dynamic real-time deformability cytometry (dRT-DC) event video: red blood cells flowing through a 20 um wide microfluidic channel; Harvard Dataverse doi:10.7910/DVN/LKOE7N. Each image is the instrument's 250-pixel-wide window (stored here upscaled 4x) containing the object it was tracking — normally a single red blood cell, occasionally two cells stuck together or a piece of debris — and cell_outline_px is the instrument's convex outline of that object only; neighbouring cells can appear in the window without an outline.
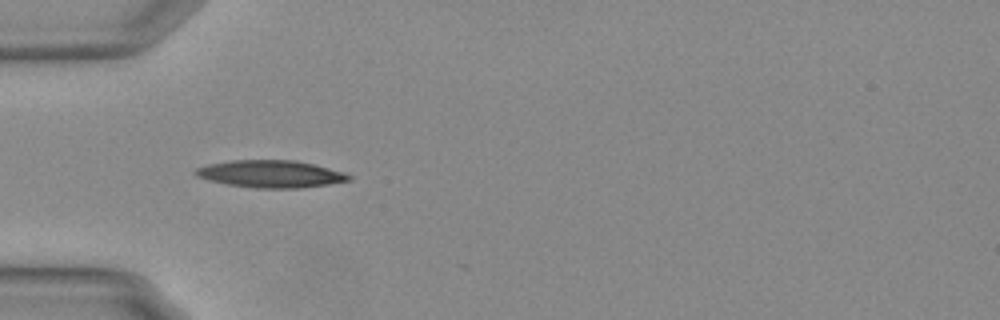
{"species": "Egyptian fruit bat (a non-hibernating species)", "species_latin": "Rousettus aegyptiacus", "temperature_condition": "warm", "stored_images_in_passage": 31, "camera_frame_rate_fps": 3000, "um_per_image_px": 0.085, "animal": {"sex": "female"}, "frame": {"image": 1, "passage_image": 1, "time_ms": 0.0, "image_size_px": [1000, 320], "cell_outline_px": [[352, 176], [348, 180], [328, 184], [300, 188], [256, 188], [228, 184], [196, 176], [192, 172], [196, 168], [208, 164], [232, 160], [296, 160], [344, 172]], "centroid_in_image_um": [22.99, 14.78], "position_along_channel_um": 62.0, "area_um2": 24.1}}
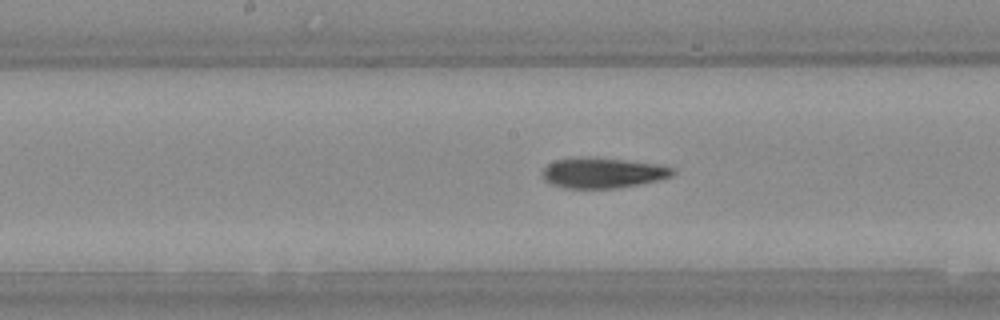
{"frame": {"image": 2, "passage_image": 12, "time_ms": 3.667, "image_size_px": [1000, 320], "cell_outline_px": [[676, 172], [672, 176], [640, 184], [616, 188], [568, 188], [552, 184], [544, 180], [540, 172], [548, 164], [556, 160], [572, 156], [596, 156], [656, 164], [672, 168]], "centroid_in_image_um": [51.18, 14.67], "position_along_channel_um": 197.0, "area_um2": 23.35}}
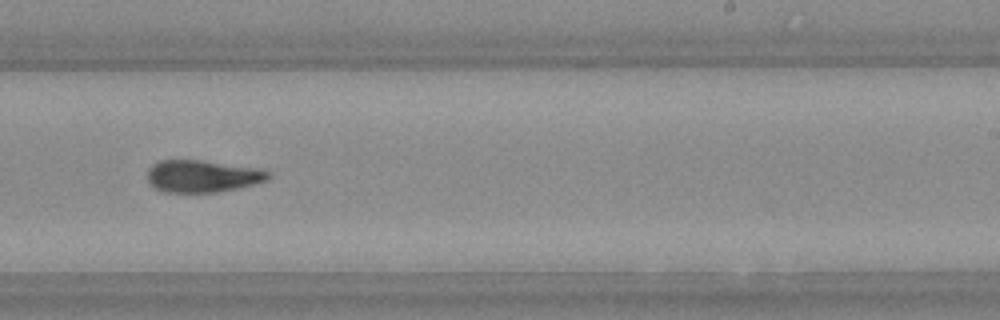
{"frame": {"image": 3, "passage_image": 18, "time_ms": 5.667, "image_size_px": [1000, 320], "cell_outline_px": [[268, 180], [236, 188], [216, 192], [164, 192], [156, 188], [148, 180], [148, 168], [152, 164], [160, 160], [200, 160], [256, 168], [268, 172]], "centroid_in_image_um": [17.15, 14.97], "position_along_channel_um": 271.9, "area_um2": 22.25}, "authors_computed_cell_mechanics": {"area_um2": 22.7732, "velocity_mm_per_s": 3.7603, "shape_relaxation_time_tau1_ms": 9.8299, "shape_relaxation_time_tau2_ms": 4.8861, "deformation_change_tau1": 0.3069, "deformation_change_tau2": 0.1468}}